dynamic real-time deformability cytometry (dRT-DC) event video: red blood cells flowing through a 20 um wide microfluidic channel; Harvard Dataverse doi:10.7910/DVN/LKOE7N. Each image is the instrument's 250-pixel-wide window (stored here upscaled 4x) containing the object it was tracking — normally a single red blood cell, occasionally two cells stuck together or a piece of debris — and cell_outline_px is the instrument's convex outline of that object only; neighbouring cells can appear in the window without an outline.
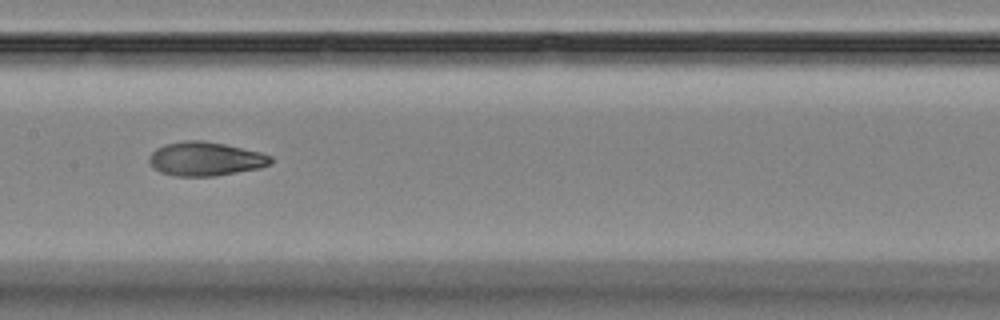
{"species": "Egyptian fruit bat (a non-hibernating species)", "species_latin": "Rousettus aegyptiacus", "temperature_condition": "room temperature", "stored_images_in_passage": 9, "camera_frame_rate_fps": 3000, "um_per_image_px": 0.085, "animal": {"sex": "female"}, "frame": {"image": 1, "passage_image": 6, "time_ms": 6.0, "image_size_px": [1000, 320], "cell_outline_px": [[272, 164], [260, 168], [216, 176], [176, 176], [160, 172], [148, 160], [148, 156], [156, 148], [164, 144], [184, 140], [200, 140], [224, 144], [260, 152], [272, 156]], "centroid_in_image_um": [17.47, 13.5], "position_along_channel_um": 189.9, "area_um2": 24.04}}
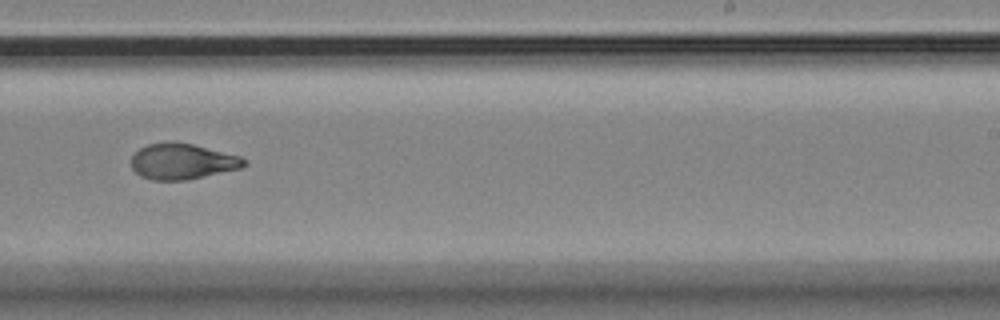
{"frame": {"image": 2, "passage_image": 8, "time_ms": 8.333, "image_size_px": [1000, 320], "cell_outline_px": [[248, 164], [240, 168], [188, 180], [152, 180], [140, 176], [132, 168], [132, 156], [140, 148], [148, 144], [168, 140], [172, 140], [192, 144], [240, 156], [248, 160]], "centroid_in_image_um": [15.5, 13.71], "position_along_channel_um": 273.5, "area_um2": 23.7}}
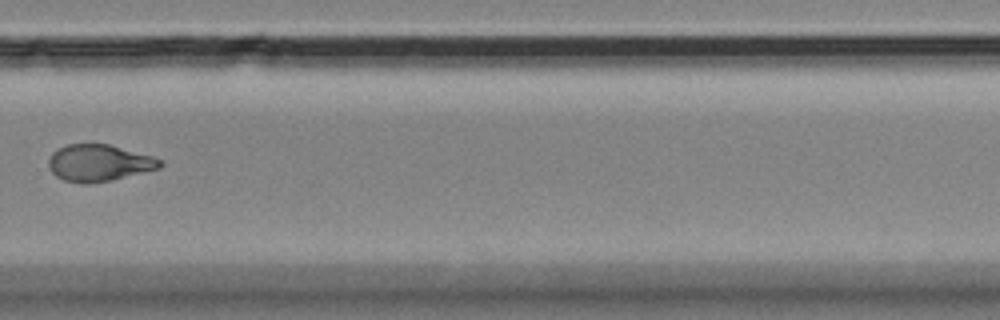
{"frame": {"image": 3, "passage_image": 9, "time_ms": 9.667, "image_size_px": [1000, 320], "cell_outline_px": [[164, 164], [160, 168], [112, 180], [88, 184], [84, 184], [64, 180], [56, 176], [48, 168], [48, 160], [52, 152], [68, 144], [108, 144], [152, 156], [160, 160]], "centroid_in_image_um": [8.39, 13.86], "position_along_channel_um": 321.4, "area_um2": 23.81}}